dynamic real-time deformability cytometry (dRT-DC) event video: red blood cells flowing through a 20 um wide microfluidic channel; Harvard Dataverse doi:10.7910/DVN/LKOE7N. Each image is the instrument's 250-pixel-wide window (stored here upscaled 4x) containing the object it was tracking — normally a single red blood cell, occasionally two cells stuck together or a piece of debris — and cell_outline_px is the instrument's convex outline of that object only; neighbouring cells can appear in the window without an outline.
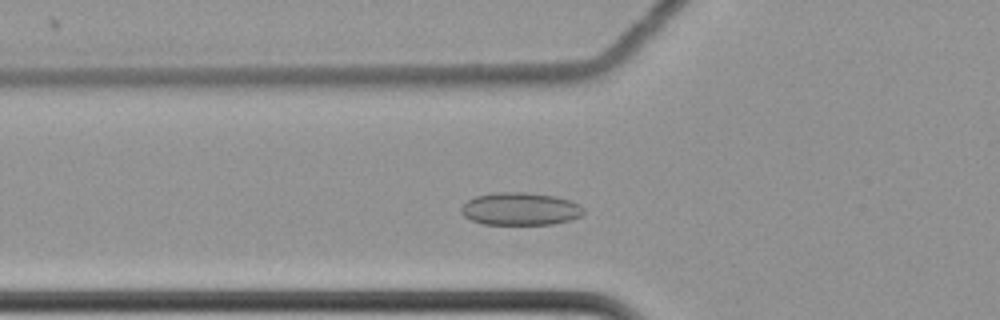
{"species": "common noctule bat (a hibernating species)", "species_latin": "Nyctalus noctula", "temperature_condition": "cold", "stored_images_in_passage": 52, "camera_frame_rate_fps": 3000, "um_per_image_px": 0.085, "animal": {"sex": "female", "body_mass_g": 22.7, "forearm_length_mm": 54.2}, "frame": {"image": 1, "passage_image": 14, "time_ms": 4.333, "image_size_px": [1000, 320], "cell_outline_px": [[584, 212], [580, 216], [568, 220], [552, 224], [484, 224], [472, 220], [464, 216], [460, 212], [460, 208], [468, 200], [476, 196], [496, 192], [524, 192], [556, 196], [572, 200], [580, 204], [584, 208]], "centroid_in_image_um": [44.24, 17.74], "position_along_channel_um": 81.6, "area_um2": 23.35}}
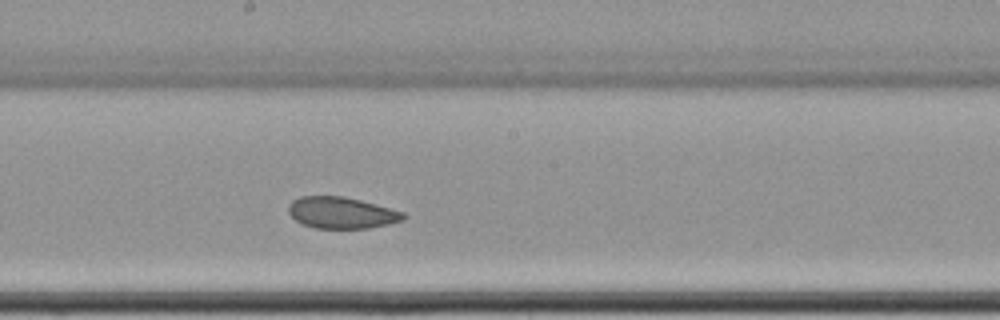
{"frame": {"image": 2, "passage_image": 26, "time_ms": 8.333, "image_size_px": [1000, 320], "cell_outline_px": [[408, 216], [404, 220], [388, 224], [368, 228], [316, 228], [304, 224], [296, 220], [288, 212], [288, 204], [292, 200], [300, 196], [344, 196], [360, 200], [404, 212]], "centroid_in_image_um": [29.03, 18.08], "position_along_channel_um": 219.2, "area_um2": 21.04}}
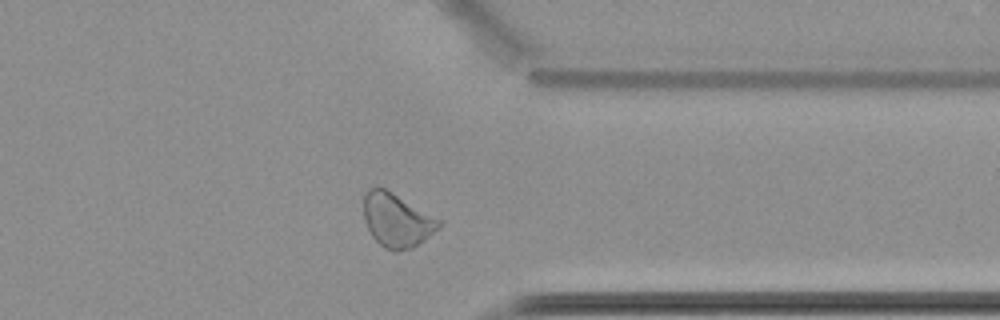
{"frame": {"image": 3, "passage_image": 40, "time_ms": 13.0, "image_size_px": [1000, 320], "cell_outline_px": [[444, 224], [440, 228], [424, 240], [412, 248], [396, 252], [392, 252], [384, 248], [372, 236], [364, 220], [364, 192], [372, 188], [384, 188], [444, 220]], "centroid_in_image_um": [33.78, 18.74], "position_along_channel_um": 377.6, "area_um2": 23.81}, "authors_computed_cell_mechanics": {"area_um2": 23.6402, "velocity_mm_per_s": 3.4572, "shape_relaxation_time_tau1_ms": null, "shape_relaxation_time_tau2_ms": 2.3329, "deformation_change_tau1": null, "deformation_change_tau2": 0.067}}